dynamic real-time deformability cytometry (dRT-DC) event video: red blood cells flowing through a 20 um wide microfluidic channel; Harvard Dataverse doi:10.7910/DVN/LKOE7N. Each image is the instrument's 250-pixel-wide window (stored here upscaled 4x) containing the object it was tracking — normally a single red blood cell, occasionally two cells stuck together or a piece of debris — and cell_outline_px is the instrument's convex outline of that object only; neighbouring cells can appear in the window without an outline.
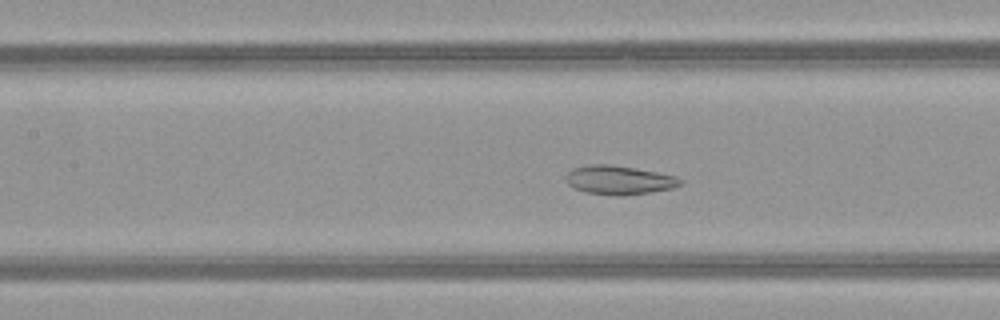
{"species": "common noctule bat (a hibernating species)", "species_latin": "Nyctalus noctula", "temperature_condition": "warm", "stored_images_in_passage": 51, "camera_frame_rate_fps": 3000, "um_per_image_px": 0.085, "animal": {"sex": "female", "body_mass_g": 21.9}, "frame": {"image": 1, "passage_image": 23, "time_ms": 7.333, "image_size_px": [1000, 320], "cell_outline_px": [[684, 184], [672, 188], [652, 192], [624, 196], [616, 196], [584, 192], [572, 188], [564, 180], [564, 176], [572, 168], [592, 164], [608, 164], [656, 172], [676, 176], [684, 180]], "centroid_in_image_um": [52.6, 15.32], "position_along_channel_um": 154.8, "area_um2": 19.54}}
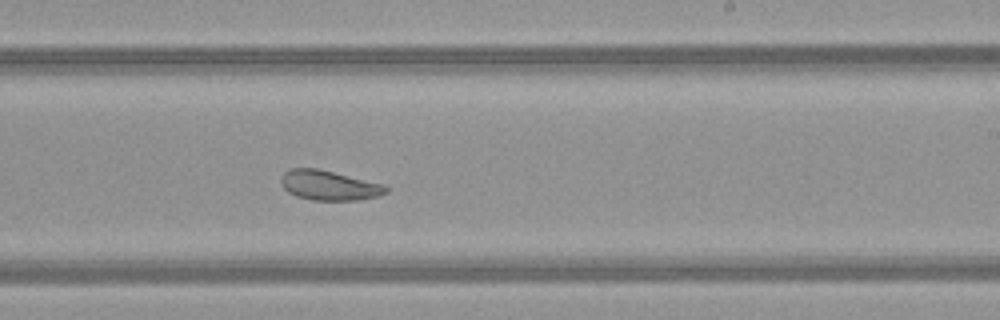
{"frame": {"image": 2, "passage_image": 31, "time_ms": 10.0, "image_size_px": [1000, 320], "cell_outline_px": [[388, 192], [376, 196], [356, 200], [312, 200], [296, 196], [288, 192], [280, 184], [280, 180], [284, 172], [292, 168], [320, 168], [384, 184], [388, 188]], "centroid_in_image_um": [27.95, 15.74], "position_along_channel_um": 261.0, "area_um2": 18.32}}
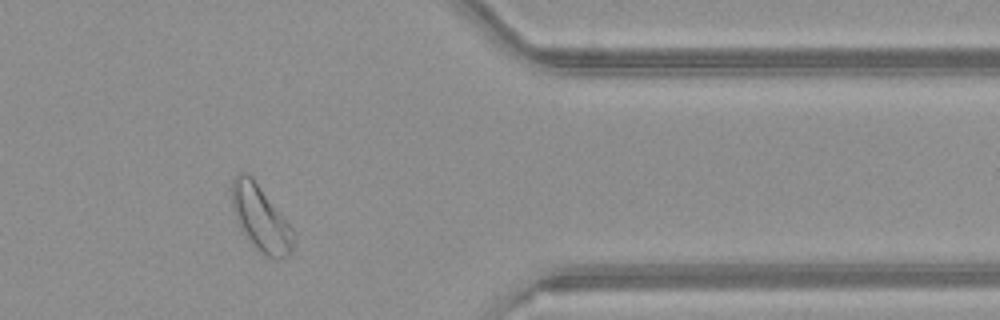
{"frame": {"image": 3, "passage_image": 42, "time_ms": 13.667, "image_size_px": [1000, 320], "cell_outline_px": [[296, 240], [288, 256], [280, 260], [272, 260], [256, 248], [248, 240], [240, 228], [236, 220], [232, 208], [232, 180], [236, 172], [248, 172], [252, 176], [292, 228], [296, 236]], "centroid_in_image_um": [22.16, 18.57], "position_along_channel_um": 389.2, "area_um2": 23.81}, "authors_computed_cell_mechanics": {"area_um2": 25.3164, "velocity_mm_per_s": 3.9966, "shape_relaxation_time_tau1_ms": null, "shape_relaxation_time_tau2_ms": 10.1183, "deformation_change_tau1": null, "deformation_change_tau2": 0.1654}}